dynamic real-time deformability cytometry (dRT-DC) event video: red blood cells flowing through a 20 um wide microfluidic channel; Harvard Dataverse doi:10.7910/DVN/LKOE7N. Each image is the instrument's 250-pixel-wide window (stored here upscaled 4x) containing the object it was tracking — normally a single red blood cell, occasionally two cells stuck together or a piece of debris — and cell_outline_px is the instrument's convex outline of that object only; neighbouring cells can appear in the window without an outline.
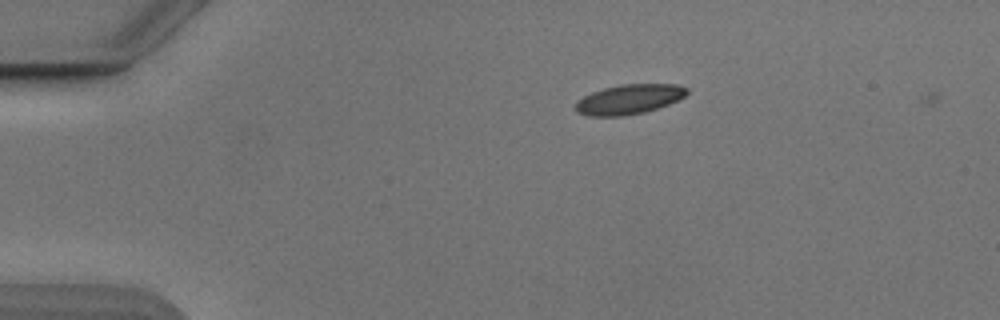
{"species": "Egyptian fruit bat (a non-hibernating species)", "species_latin": "Rousettus aegyptiacus", "temperature_condition": "cold", "stored_images_in_passage": 2, "camera_frame_rate_fps": 3000, "um_per_image_px": 0.085, "animal": {"sex": "male"}, "frame": {"image": 1, "passage_image": 1, "time_ms": 0.0, "image_size_px": [1000, 320], "cell_outline_px": [[688, 92], [684, 96], [668, 104], [644, 112], [624, 116], [588, 116], [576, 112], [576, 104], [584, 96], [592, 92], [604, 88], [620, 84], [676, 84], [688, 88]], "centroid_in_image_um": [53.47, 8.44], "position_along_channel_um": 31.5, "area_um2": 19.13}}